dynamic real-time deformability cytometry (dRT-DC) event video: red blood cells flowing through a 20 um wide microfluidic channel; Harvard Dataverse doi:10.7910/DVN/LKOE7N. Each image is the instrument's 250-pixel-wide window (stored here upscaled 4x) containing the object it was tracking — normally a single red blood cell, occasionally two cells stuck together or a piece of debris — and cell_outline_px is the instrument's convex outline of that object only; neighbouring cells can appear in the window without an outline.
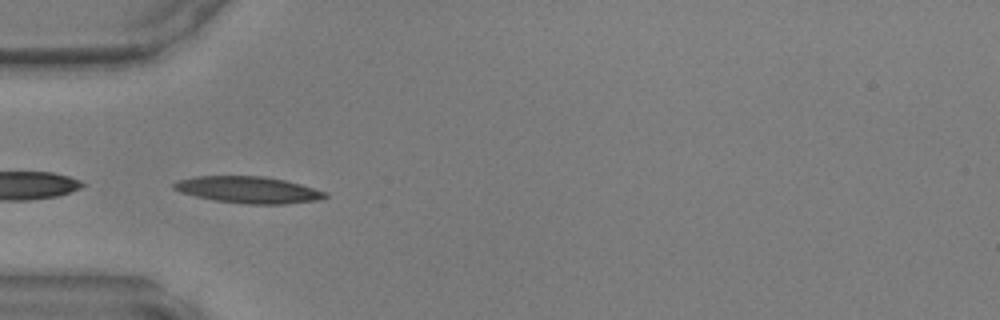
{"species": "common noctule bat (a hibernating species)", "species_latin": "Nyctalus noctula", "temperature_condition": "warm", "stored_images_in_passage": 34, "camera_frame_rate_fps": 3000, "um_per_image_px": 0.085, "animal": {"sex": "male", "body_mass_g": 17.9, "forearm_length_mm": 54.2}, "frame": {"image": 1, "passage_image": 14, "time_ms": 4.333, "image_size_px": [1000, 320], "cell_outline_px": [[328, 196], [320, 200], [284, 204], [244, 204], [216, 200], [196, 196], [180, 192], [172, 188], [172, 184], [176, 180], [196, 176], [264, 176], [284, 180], [300, 184], [328, 192]], "centroid_in_image_um": [21.11, 16.13], "position_along_channel_um": 63.9, "area_um2": 23.58}}
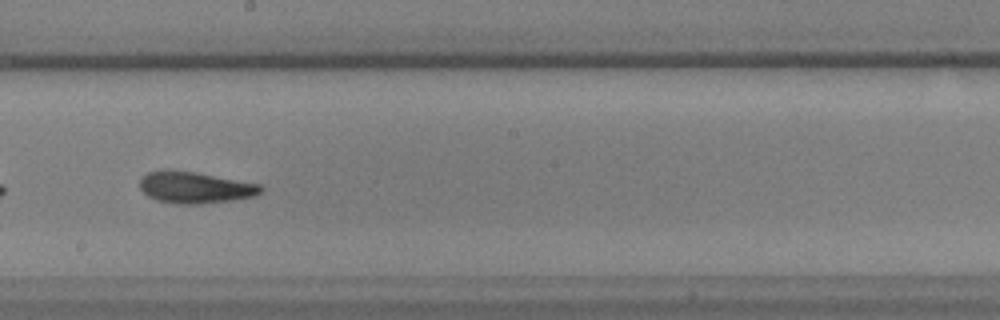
{"frame": {"image": 2, "passage_image": 26, "time_ms": 8.333, "image_size_px": [1000, 320], "cell_outline_px": [[264, 188], [256, 196], [232, 200], [196, 204], [176, 204], [156, 200], [148, 196], [140, 188], [140, 176], [148, 172], [164, 168], [168, 168], [196, 172], [260, 184]], "centroid_in_image_um": [16.53, 15.91], "position_along_channel_um": 231.7, "area_um2": 22.54}}